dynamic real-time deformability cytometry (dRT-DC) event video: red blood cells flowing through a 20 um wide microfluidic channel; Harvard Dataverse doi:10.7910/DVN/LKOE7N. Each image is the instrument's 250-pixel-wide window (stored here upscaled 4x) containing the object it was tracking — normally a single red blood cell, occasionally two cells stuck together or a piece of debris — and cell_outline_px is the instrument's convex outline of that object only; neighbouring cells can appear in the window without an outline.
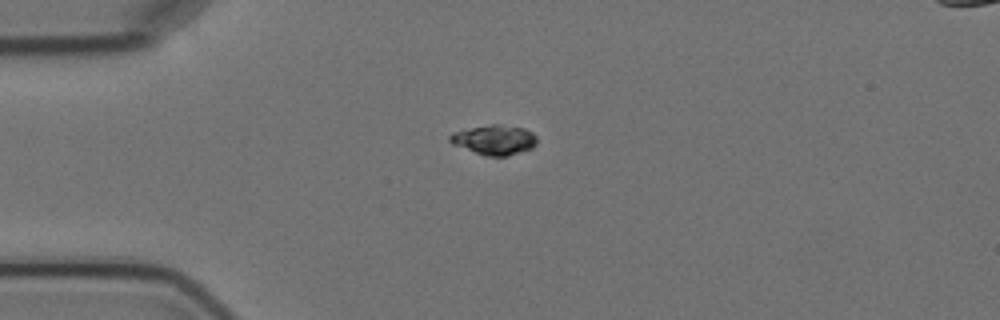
{"species": "Egyptian fruit bat (a non-hibernating species)", "species_latin": "Rousettus aegyptiacus", "temperature_condition": "cold", "stored_images_in_passage": 4, "camera_frame_rate_fps": 3000, "um_per_image_px": 0.085, "animal": {"sex": "female"}, "frame": {"image": 1, "passage_image": 4, "time_ms": 3.667, "image_size_px": [1000, 320], "cell_outline_px": [[536, 144], [532, 148], [508, 156], [484, 156], [452, 144], [448, 140], [448, 136], [452, 132], [492, 124], [500, 124], [524, 128], [532, 132], [536, 136]], "centroid_in_image_um": [42.01, 11.89], "position_along_channel_um": 43.0, "area_um2": 15.14}}